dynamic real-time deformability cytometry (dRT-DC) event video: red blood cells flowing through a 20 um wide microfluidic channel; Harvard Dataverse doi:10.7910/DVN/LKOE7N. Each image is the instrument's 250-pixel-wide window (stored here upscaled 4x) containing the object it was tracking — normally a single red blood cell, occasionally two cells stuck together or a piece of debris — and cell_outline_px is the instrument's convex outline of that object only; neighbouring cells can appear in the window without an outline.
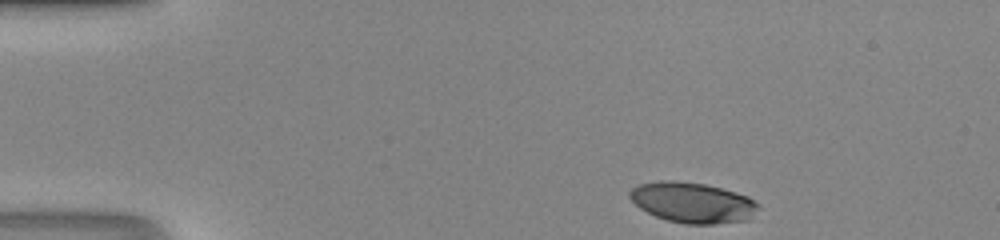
{"species": "human", "species_latin": "Homo sapiens", "temperature_condition": "room temperature", "stored_images_in_passage": 41, "camera_frame_rate_fps": 3000, "um_per_image_px": 0.085, "donor": {"sex": "male"}, "frame": {"image": 1, "passage_image": 1, "time_ms": 0.0, "image_size_px": [1000, 240], "cell_outline_px": [[760, 208], [748, 220], [712, 224], [684, 224], [668, 220], [656, 216], [640, 208], [628, 196], [628, 192], [636, 184], [660, 180], [672, 180], [704, 184], [736, 192], [748, 196], [760, 204]], "centroid_in_image_um": [58.87, 17.21], "position_along_channel_um": 26.1, "area_um2": 30.46}}
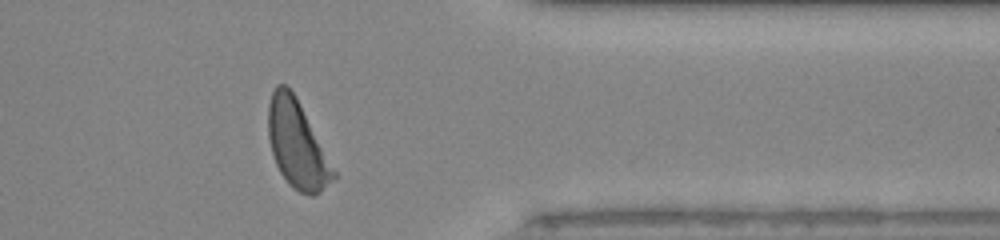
{"frame": {"image": 2, "passage_image": 32, "time_ms": 10.333, "image_size_px": [1000, 240], "cell_outline_px": [[340, 176], [320, 192], [312, 196], [308, 196], [300, 192], [288, 184], [280, 172], [276, 164], [272, 152], [268, 136], [268, 104], [272, 92], [276, 84], [284, 84], [292, 92]], "centroid_in_image_um": [25.27, 12.34], "position_along_channel_um": 386.1, "area_um2": 33.06}}
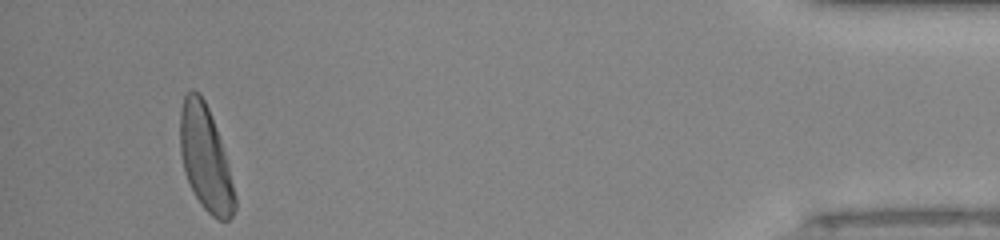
{"frame": {"image": 3, "passage_image": 38, "time_ms": 12.333, "image_size_px": [1000, 240], "cell_outline_px": [[236, 208], [232, 216], [228, 220], [220, 220], [212, 216], [200, 204], [184, 172], [180, 152], [180, 112], [184, 96], [192, 88], [200, 92], [208, 108], [216, 128], [228, 164], [236, 196]], "centroid_in_image_um": [17.46, 13.46], "position_along_channel_um": 417.7, "area_um2": 33.18}}